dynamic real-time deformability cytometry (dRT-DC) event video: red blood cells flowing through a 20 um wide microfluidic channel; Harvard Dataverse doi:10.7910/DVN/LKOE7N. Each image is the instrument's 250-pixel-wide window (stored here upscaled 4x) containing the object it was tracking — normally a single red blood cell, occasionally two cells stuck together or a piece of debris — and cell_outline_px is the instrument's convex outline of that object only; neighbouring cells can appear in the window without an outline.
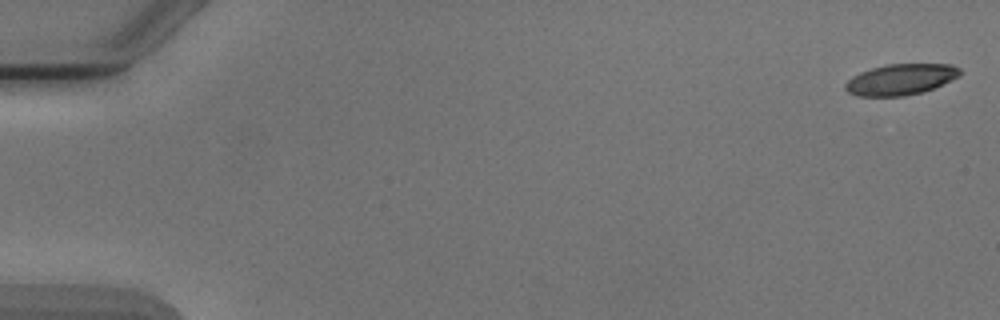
{"species": "Egyptian fruit bat (a non-hibernating species)", "species_latin": "Rousettus aegyptiacus", "temperature_condition": "cold", "stored_images_in_passage": 6, "camera_frame_rate_fps": 3000, "um_per_image_px": 0.085, "animal": {"sex": "male"}, "frame": {"image": 1, "passage_image": 1, "time_ms": 0.0, "image_size_px": [1000, 320], "cell_outline_px": [[960, 76], [924, 92], [904, 96], [856, 96], [848, 92], [844, 88], [844, 84], [852, 76], [860, 72], [872, 68], [888, 64], [952, 64], [960, 68]], "centroid_in_image_um": [76.54, 6.75], "position_along_channel_um": 8.5, "area_um2": 20.75}}
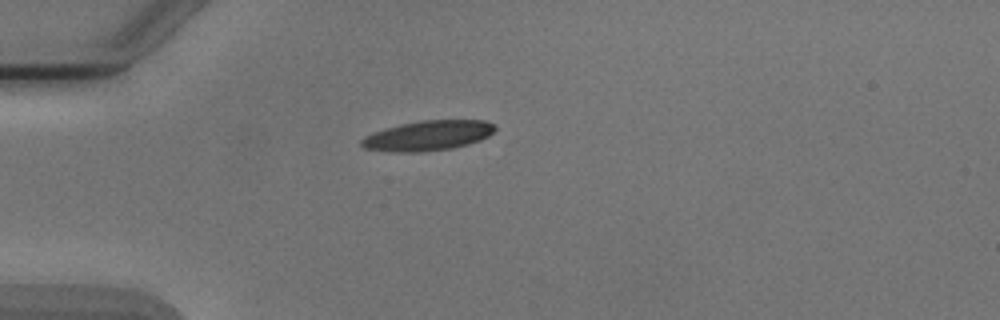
{"frame": {"image": 2, "passage_image": 5, "time_ms": 4.667, "image_size_px": [1000, 320], "cell_outline_px": [[496, 128], [488, 136], [480, 140], [468, 144], [452, 148], [420, 152], [388, 152], [364, 148], [360, 144], [360, 140], [364, 136], [400, 124], [420, 120], [484, 120], [496, 124]], "centroid_in_image_um": [36.38, 11.53], "position_along_channel_um": 48.6, "area_um2": 23.35}}